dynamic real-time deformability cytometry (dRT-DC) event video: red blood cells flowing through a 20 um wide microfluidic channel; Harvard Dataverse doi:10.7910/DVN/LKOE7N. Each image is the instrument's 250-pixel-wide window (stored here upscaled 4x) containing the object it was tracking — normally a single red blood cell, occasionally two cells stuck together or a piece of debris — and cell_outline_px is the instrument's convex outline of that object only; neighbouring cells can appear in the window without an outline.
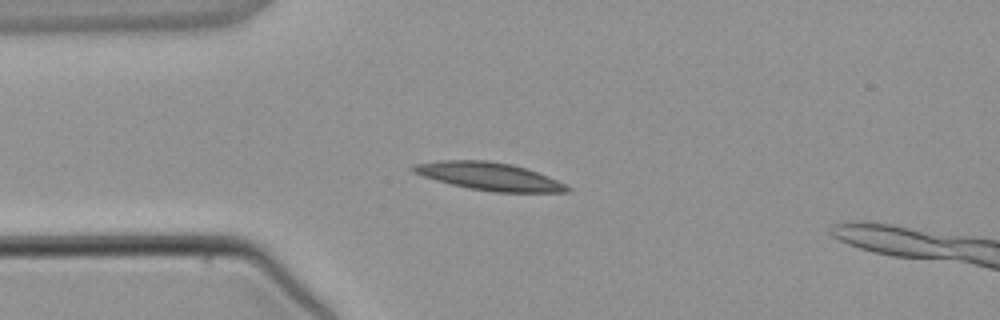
{"species": "common noctule bat (a hibernating species)", "species_latin": "Nyctalus noctula", "temperature_condition": "warm", "stored_images_in_passage": 2, "camera_frame_rate_fps": 3000, "um_per_image_px": 0.085, "animal": {"sex": "male", "body_mass_g": 21.5, "forearm_length_mm": 52.0}, "frame": {"image": 1, "passage_image": 1, "time_ms": 0.0, "image_size_px": [1000, 320], "cell_outline_px": [[572, 192], [496, 192], [468, 188], [436, 180], [412, 172], [408, 168], [416, 164], [440, 160], [488, 160], [512, 164], [548, 176], [572, 188]], "centroid_in_image_um": [41.57, 14.99], "position_along_channel_um": 43.4, "area_um2": 24.8}}